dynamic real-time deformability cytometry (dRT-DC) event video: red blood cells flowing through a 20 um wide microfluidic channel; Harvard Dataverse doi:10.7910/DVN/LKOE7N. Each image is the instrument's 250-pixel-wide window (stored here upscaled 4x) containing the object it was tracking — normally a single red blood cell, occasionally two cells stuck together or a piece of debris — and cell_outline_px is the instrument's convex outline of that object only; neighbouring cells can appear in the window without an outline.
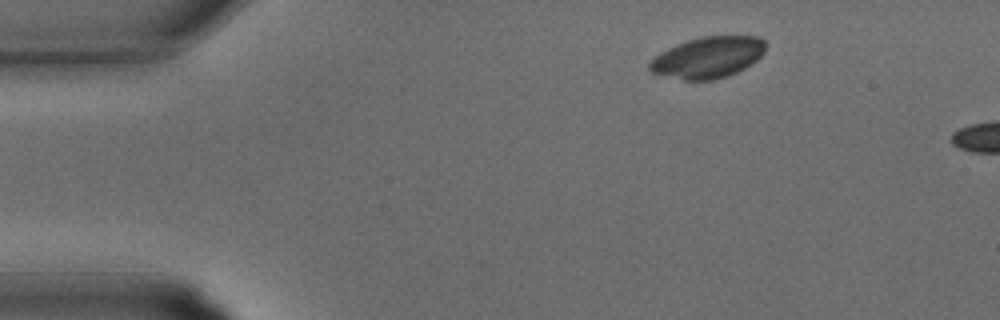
{"species": "common noctule bat (a hibernating species)", "species_latin": "Nyctalus noctula", "temperature_condition": "warm", "stored_images_in_passage": 3, "camera_frame_rate_fps": 3000, "um_per_image_px": 0.085, "animal": {"sex": "male", "body_mass_g": 15.6}, "frame": {"image": 1, "passage_image": 1, "time_ms": 0.0, "image_size_px": [1000, 320], "cell_outline_px": [[768, 44], [764, 52], [756, 60], [744, 68], [728, 76], [712, 80], [684, 80], [652, 72], [648, 68], [648, 64], [660, 52], [676, 44], [700, 36], [760, 36]], "centroid_in_image_um": [60.2, 4.86], "position_along_channel_um": 24.8, "area_um2": 27.86}}